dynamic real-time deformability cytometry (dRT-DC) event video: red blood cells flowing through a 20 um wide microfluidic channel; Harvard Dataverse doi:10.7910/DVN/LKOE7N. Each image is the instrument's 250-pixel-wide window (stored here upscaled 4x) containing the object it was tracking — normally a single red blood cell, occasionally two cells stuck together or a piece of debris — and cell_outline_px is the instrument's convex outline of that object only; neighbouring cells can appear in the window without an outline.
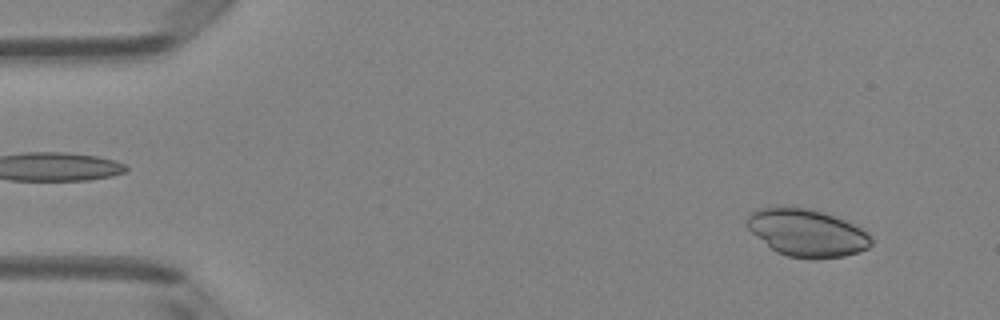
{"species": "Egyptian fruit bat (a non-hibernating species)", "species_latin": "Rousettus aegyptiacus", "temperature_condition": "room temperature", "stored_images_in_passage": 49, "camera_frame_rate_fps": 3000, "um_per_image_px": 0.085, "animal": {"sex": "female"}, "frame": {"image": 1, "passage_image": 4, "time_ms": 1.0, "image_size_px": [1000, 320], "cell_outline_px": [[872, 244], [868, 248], [844, 256], [788, 256], [776, 252], [752, 232], [748, 228], [744, 220], [756, 208], [808, 208], [824, 212], [836, 216], [868, 232], [872, 240]], "centroid_in_image_um": [68.58, 19.75], "position_along_channel_um": 16.4, "area_um2": 33.35}}
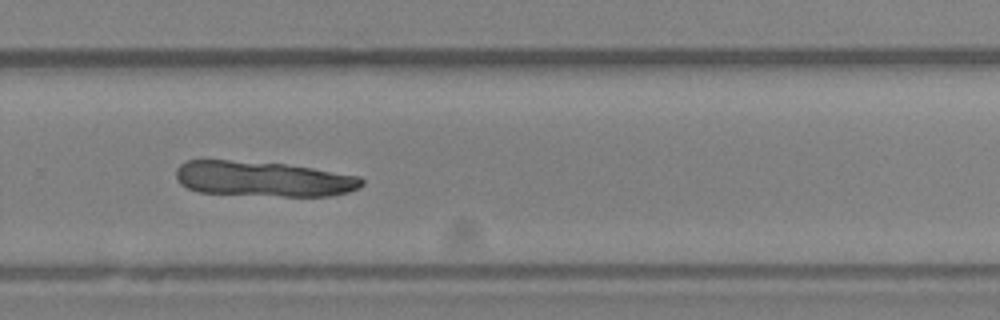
{"frame": {"image": 2, "passage_image": 33, "time_ms": 10.667, "image_size_px": [1000, 320], "cell_outline_px": [[364, 184], [348, 192], [332, 196], [284, 196], [200, 192], [188, 188], [180, 184], [176, 180], [176, 168], [180, 164], [188, 160], [228, 160], [284, 164], [312, 168], [360, 176], [364, 180]], "centroid_in_image_um": [22.37, 15.2], "position_along_channel_um": 307.4, "area_um2": 38.03}}
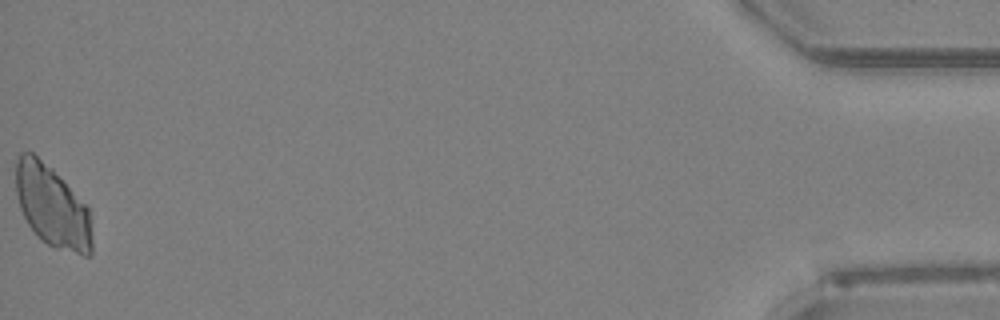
{"frame": {"image": 3, "passage_image": 49, "time_ms": 16.0, "image_size_px": [1000, 320], "cell_outline_px": [[92, 252], [88, 256], [84, 256], [56, 248], [48, 244], [28, 224], [20, 208], [16, 192], [16, 160], [20, 152], [32, 152], [52, 168], [88, 204], [92, 240]], "centroid_in_image_um": [4.46, 17.52], "position_along_channel_um": 430.7, "area_um2": 36.41}}